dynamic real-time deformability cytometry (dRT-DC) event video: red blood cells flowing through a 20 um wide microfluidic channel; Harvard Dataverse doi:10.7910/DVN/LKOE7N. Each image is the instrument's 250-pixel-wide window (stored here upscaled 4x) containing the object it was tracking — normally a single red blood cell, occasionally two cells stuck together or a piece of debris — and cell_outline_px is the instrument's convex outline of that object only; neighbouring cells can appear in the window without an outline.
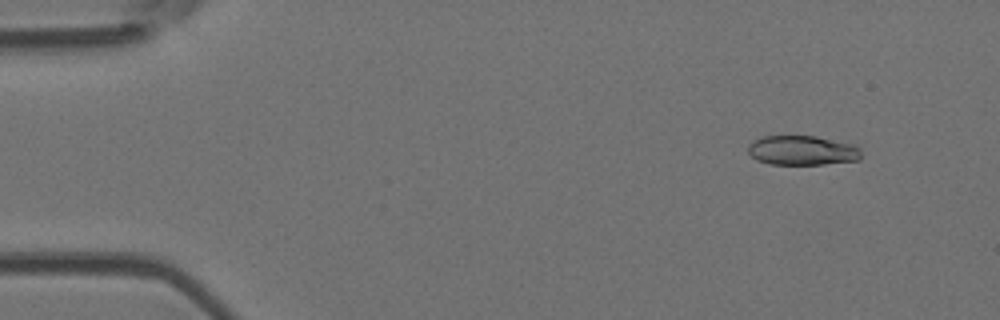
{"species": "Egyptian fruit bat (a non-hibernating species)", "species_latin": "Rousettus aegyptiacus", "temperature_condition": "room temperature", "stored_images_in_passage": 53, "camera_frame_rate_fps": 3000, "um_per_image_px": 0.085, "animal": {"sex": "female"}, "frame": {"image": 1, "passage_image": 5, "time_ms": 1.333, "image_size_px": [1000, 320], "cell_outline_px": [[860, 160], [824, 164], [772, 164], [756, 160], [748, 152], [748, 144], [760, 136], [816, 136], [852, 144], [860, 148]], "centroid_in_image_um": [68.17, 12.78], "position_along_channel_um": 16.8, "area_um2": 19.48}}
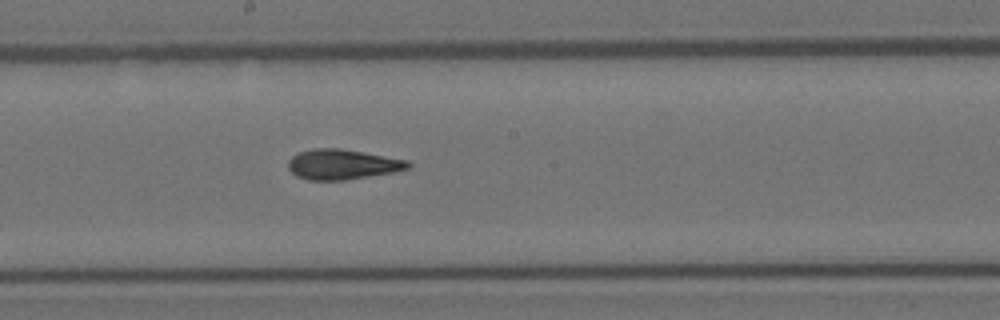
{"frame": {"image": 2, "passage_image": 29, "time_ms": 9.333, "image_size_px": [1000, 320], "cell_outline_px": [[412, 164], [408, 168], [392, 172], [344, 180], [308, 180], [296, 176], [288, 168], [288, 160], [292, 156], [300, 152], [312, 148], [340, 148], [364, 152], [408, 160]], "centroid_in_image_um": [29.08, 13.96], "position_along_channel_um": 219.1, "area_um2": 20.98}}
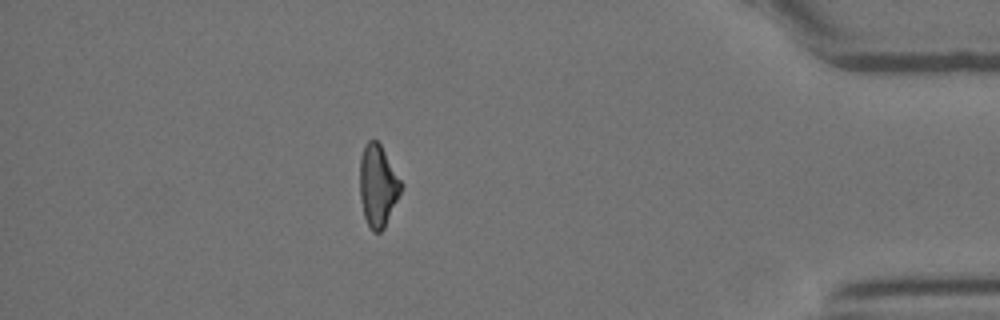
{"frame": {"image": 3, "passage_image": 47, "time_ms": 15.333, "image_size_px": [1000, 320], "cell_outline_px": [[404, 188], [384, 228], [380, 232], [372, 232], [364, 216], [360, 200], [360, 156], [364, 144], [368, 140], [376, 140], [380, 144], [404, 184]], "centroid_in_image_um": [32.14, 15.78], "position_along_channel_um": 403.1, "area_um2": 20.0}, "authors_computed_cell_mechanics": {"area_um2": 20.5768, "velocity_mm_per_s": 3.7886, "shape_relaxation_time_tau1_ms": 9.1198, "shape_relaxation_time_tau2_ms": 2.8055, "deformation_change_tau1": 0.223, "deformation_change_tau2": 0.1151}}